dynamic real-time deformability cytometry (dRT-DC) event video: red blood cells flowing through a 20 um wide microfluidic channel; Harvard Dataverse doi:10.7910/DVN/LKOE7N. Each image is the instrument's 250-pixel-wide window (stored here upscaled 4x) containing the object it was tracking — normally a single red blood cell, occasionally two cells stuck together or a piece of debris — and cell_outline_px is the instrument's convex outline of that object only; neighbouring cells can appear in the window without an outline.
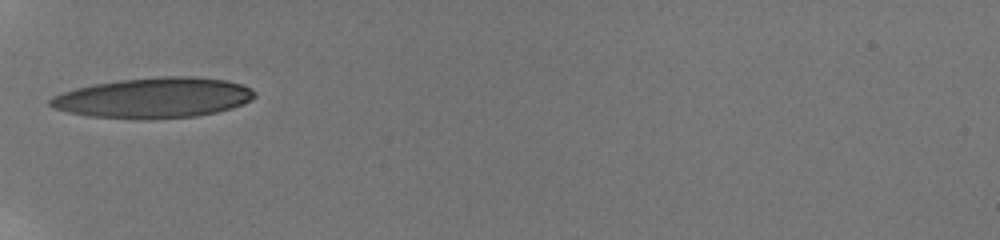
{"species": "human", "species_latin": "Homo sapiens", "temperature_condition": "room temperature", "stored_images_in_passage": 46, "camera_frame_rate_fps": 3000, "um_per_image_px": 0.085, "donor": {"sex": "male"}, "frame": {"image": 1, "passage_image": 1, "time_ms": 0.0, "image_size_px": [1000, 240], "cell_outline_px": [[256, 96], [252, 100], [244, 104], [232, 108], [216, 112], [196, 116], [152, 120], [140, 120], [88, 116], [68, 112], [56, 108], [48, 104], [48, 100], [52, 96], [76, 88], [96, 84], [120, 80], [164, 76], [192, 76], [228, 80], [252, 88], [256, 92]], "centroid_in_image_um": [13.11, 8.33], "position_along_channel_um": 71.9, "area_um2": 48.44}}
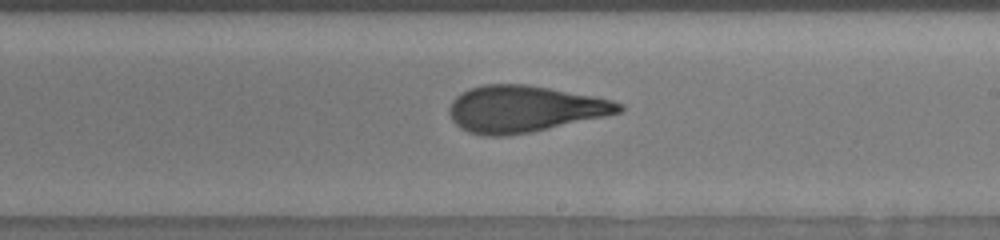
{"frame": {"image": 2, "passage_image": 15, "time_ms": 4.667, "image_size_px": [1000, 240], "cell_outline_px": [[624, 108], [620, 112], [604, 116], [532, 132], [504, 136], [488, 136], [468, 132], [460, 128], [452, 120], [448, 112], [448, 108], [452, 100], [460, 92], [468, 88], [484, 84], [528, 84], [596, 96], [612, 100], [624, 104]], "centroid_in_image_um": [44.54, 9.25], "position_along_channel_um": 244.5, "area_um2": 46.3}}
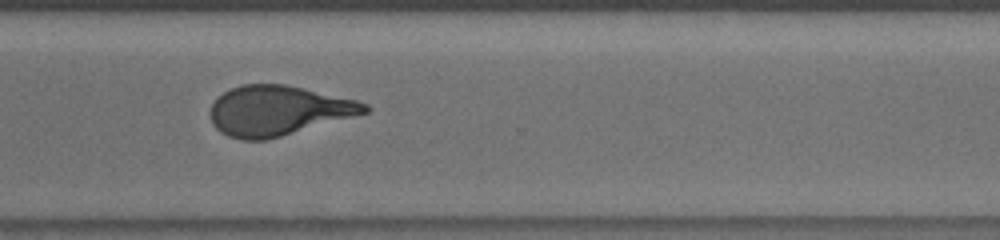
{"frame": {"image": 3, "passage_image": 24, "time_ms": 7.333, "image_size_px": [1000, 240], "cell_outline_px": [[372, 108], [368, 112], [268, 140], [240, 140], [228, 136], [220, 132], [212, 124], [208, 112], [212, 104], [224, 92], [240, 84], [284, 84], [356, 100], [368, 104]], "centroid_in_image_um": [23.6, 9.41], "position_along_channel_um": 347.0, "area_um2": 44.8}, "authors_computed_cell_mechanics": {"area_um2": 45.0262, "velocity_mm_per_s": 3.86, "shape_relaxation_time_tau1_ms": 5.8289, "shape_relaxation_time_tau2_ms": 1.3914, "deformation_change_tau1": 0.2269, "deformation_change_tau2": 0.1088}}